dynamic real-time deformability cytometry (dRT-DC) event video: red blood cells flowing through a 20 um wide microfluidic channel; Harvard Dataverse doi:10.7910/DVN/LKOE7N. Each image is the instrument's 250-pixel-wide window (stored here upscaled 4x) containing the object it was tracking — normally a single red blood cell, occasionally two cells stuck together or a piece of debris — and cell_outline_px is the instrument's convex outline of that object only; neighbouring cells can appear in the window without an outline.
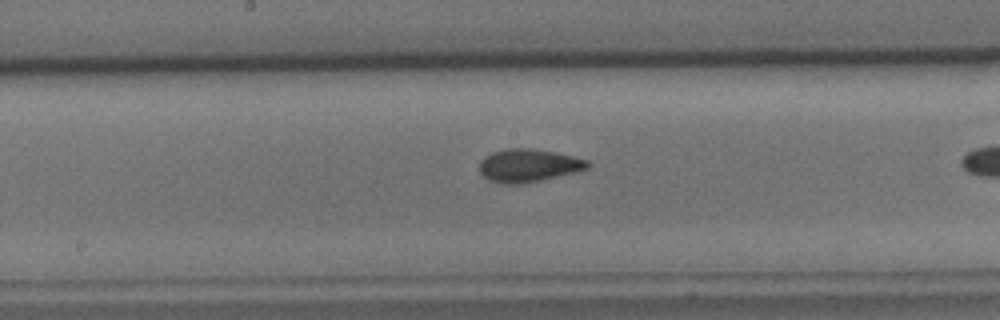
{"species": "common noctule bat (a hibernating species)", "species_latin": "Nyctalus noctula", "temperature_condition": "cold", "stored_images_in_passage": 25, "camera_frame_rate_fps": 3000, "um_per_image_px": 0.085, "animal": {"sex": "male", "body_mass_g": 15.6}, "frame": {"image": 1, "passage_image": 24, "time_ms": 7.667, "image_size_px": [1000, 320], "cell_outline_px": [[592, 164], [588, 168], [576, 172], [540, 180], [520, 184], [500, 184], [488, 180], [480, 172], [480, 160], [484, 156], [492, 152], [508, 148], [532, 148], [556, 152], [588, 160]], "centroid_in_image_um": [44.91, 14.06], "position_along_channel_um": 203.3, "area_um2": 20.92}}